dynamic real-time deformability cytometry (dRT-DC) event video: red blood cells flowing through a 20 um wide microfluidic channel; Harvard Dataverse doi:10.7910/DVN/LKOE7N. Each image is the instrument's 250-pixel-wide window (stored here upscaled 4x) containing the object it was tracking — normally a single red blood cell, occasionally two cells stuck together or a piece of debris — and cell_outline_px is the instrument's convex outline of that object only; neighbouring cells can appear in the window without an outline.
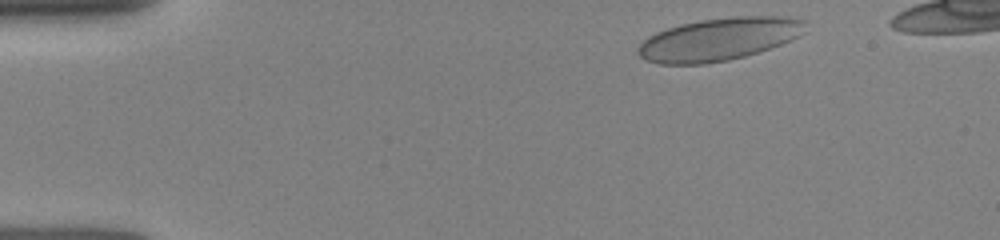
{"species": "human", "species_latin": "Homo sapiens", "temperature_condition": "room temperature", "stored_images_in_passage": 10, "camera_frame_rate_fps": 3000, "um_per_image_px": 0.085, "donor": {"sex": "female"}, "frame": {"image": 1, "passage_image": 1, "time_ms": 0.0, "image_size_px": [1000, 240], "cell_outline_px": [[804, 32], [800, 36], [780, 44], [744, 56], [728, 60], [704, 64], [660, 64], [648, 60], [640, 56], [636, 52], [636, 48], [648, 36], [656, 32], [680, 24], [700, 20], [732, 16], [780, 16], [804, 20]], "centroid_in_image_um": [61.07, 3.33], "position_along_channel_um": 23.9, "area_um2": 41.38}}
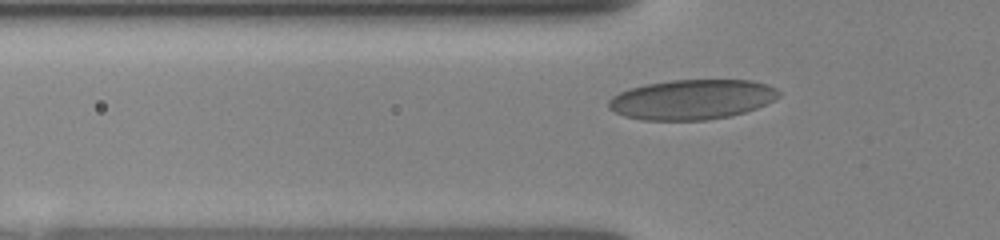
{"frame": {"image": 2, "passage_image": 9, "time_ms": 3.0, "image_size_px": [1000, 240], "cell_outline_px": [[780, 96], [756, 108], [744, 112], [728, 116], [708, 120], [640, 120], [624, 116], [608, 108], [608, 100], [612, 96], [620, 92], [644, 84], [672, 80], [752, 80], [768, 84], [776, 88], [780, 92]], "centroid_in_image_um": [58.8, 8.45], "position_along_channel_um": 67.0, "area_um2": 39.59}}